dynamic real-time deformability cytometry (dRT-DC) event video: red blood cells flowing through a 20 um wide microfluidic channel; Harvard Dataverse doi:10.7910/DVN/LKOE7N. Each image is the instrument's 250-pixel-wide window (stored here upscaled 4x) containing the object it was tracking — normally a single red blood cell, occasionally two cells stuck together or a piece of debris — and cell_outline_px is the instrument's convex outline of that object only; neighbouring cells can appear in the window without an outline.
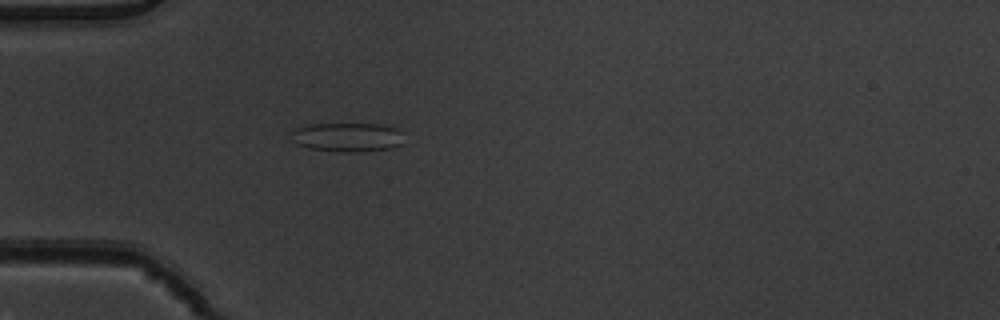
{"species": "common noctule bat (a hibernating species)", "species_latin": "Nyctalus noctula", "temperature_condition": "warm", "stored_images_in_passage": 4, "camera_frame_rate_fps": 3000, "um_per_image_px": 0.085, "animal": {"sex": "male", "body_mass_g": 19.5, "forearm_length_mm": 54.6}, "frame": {"image": 1, "passage_image": 4, "time_ms": 1.0, "image_size_px": [1000, 320], "cell_outline_px": [[400, 144], [388, 148], [360, 152], [340, 152], [308, 148], [296, 144], [288, 136], [296, 128], [308, 124], [376, 124], [396, 128], [400, 132]], "centroid_in_image_um": [29.42, 11.66], "position_along_channel_um": 55.6, "area_um2": 18.96}}